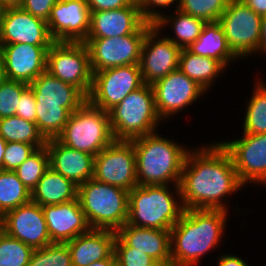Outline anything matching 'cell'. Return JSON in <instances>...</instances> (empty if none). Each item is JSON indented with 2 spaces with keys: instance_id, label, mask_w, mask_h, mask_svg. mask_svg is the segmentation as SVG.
<instances>
[{
  "instance_id": "1",
  "label": "cell",
  "mask_w": 266,
  "mask_h": 266,
  "mask_svg": "<svg viewBox=\"0 0 266 266\" xmlns=\"http://www.w3.org/2000/svg\"><path fill=\"white\" fill-rule=\"evenodd\" d=\"M243 185L231 156L218 142L189 150L175 194L185 209L227 211L223 197L240 190Z\"/></svg>"
},
{
  "instance_id": "2",
  "label": "cell",
  "mask_w": 266,
  "mask_h": 266,
  "mask_svg": "<svg viewBox=\"0 0 266 266\" xmlns=\"http://www.w3.org/2000/svg\"><path fill=\"white\" fill-rule=\"evenodd\" d=\"M227 212L185 209L170 229L173 266H195L204 254L216 247L224 233Z\"/></svg>"
},
{
  "instance_id": "3",
  "label": "cell",
  "mask_w": 266,
  "mask_h": 266,
  "mask_svg": "<svg viewBox=\"0 0 266 266\" xmlns=\"http://www.w3.org/2000/svg\"><path fill=\"white\" fill-rule=\"evenodd\" d=\"M138 185L179 186L188 150L156 132L131 140ZM169 183V184H168Z\"/></svg>"
},
{
  "instance_id": "4",
  "label": "cell",
  "mask_w": 266,
  "mask_h": 266,
  "mask_svg": "<svg viewBox=\"0 0 266 266\" xmlns=\"http://www.w3.org/2000/svg\"><path fill=\"white\" fill-rule=\"evenodd\" d=\"M168 187L169 185H138L129 191L126 224L170 230L179 221L185 208Z\"/></svg>"
},
{
  "instance_id": "5",
  "label": "cell",
  "mask_w": 266,
  "mask_h": 266,
  "mask_svg": "<svg viewBox=\"0 0 266 266\" xmlns=\"http://www.w3.org/2000/svg\"><path fill=\"white\" fill-rule=\"evenodd\" d=\"M77 198L91 229L117 231L126 224L129 191L91 178L78 186Z\"/></svg>"
},
{
  "instance_id": "6",
  "label": "cell",
  "mask_w": 266,
  "mask_h": 266,
  "mask_svg": "<svg viewBox=\"0 0 266 266\" xmlns=\"http://www.w3.org/2000/svg\"><path fill=\"white\" fill-rule=\"evenodd\" d=\"M108 114L115 140L131 141L152 134L161 120L156 111L153 88L148 84L129 93Z\"/></svg>"
},
{
  "instance_id": "7",
  "label": "cell",
  "mask_w": 266,
  "mask_h": 266,
  "mask_svg": "<svg viewBox=\"0 0 266 266\" xmlns=\"http://www.w3.org/2000/svg\"><path fill=\"white\" fill-rule=\"evenodd\" d=\"M56 139L94 157L115 140L108 112L92 105L88 100L70 114Z\"/></svg>"
},
{
  "instance_id": "8",
  "label": "cell",
  "mask_w": 266,
  "mask_h": 266,
  "mask_svg": "<svg viewBox=\"0 0 266 266\" xmlns=\"http://www.w3.org/2000/svg\"><path fill=\"white\" fill-rule=\"evenodd\" d=\"M154 26L144 22L133 34L112 38H86L92 73L125 65H139L146 33Z\"/></svg>"
},
{
  "instance_id": "9",
  "label": "cell",
  "mask_w": 266,
  "mask_h": 266,
  "mask_svg": "<svg viewBox=\"0 0 266 266\" xmlns=\"http://www.w3.org/2000/svg\"><path fill=\"white\" fill-rule=\"evenodd\" d=\"M46 71L89 95L93 73L84 42L55 41L47 51Z\"/></svg>"
},
{
  "instance_id": "10",
  "label": "cell",
  "mask_w": 266,
  "mask_h": 266,
  "mask_svg": "<svg viewBox=\"0 0 266 266\" xmlns=\"http://www.w3.org/2000/svg\"><path fill=\"white\" fill-rule=\"evenodd\" d=\"M262 16L240 0H230L218 22L223 28L227 44L238 57L257 53Z\"/></svg>"
},
{
  "instance_id": "11",
  "label": "cell",
  "mask_w": 266,
  "mask_h": 266,
  "mask_svg": "<svg viewBox=\"0 0 266 266\" xmlns=\"http://www.w3.org/2000/svg\"><path fill=\"white\" fill-rule=\"evenodd\" d=\"M144 85L139 65H125L93 73L92 87L87 100L108 112L129 93Z\"/></svg>"
},
{
  "instance_id": "12",
  "label": "cell",
  "mask_w": 266,
  "mask_h": 266,
  "mask_svg": "<svg viewBox=\"0 0 266 266\" xmlns=\"http://www.w3.org/2000/svg\"><path fill=\"white\" fill-rule=\"evenodd\" d=\"M94 179L131 191L138 186L132 141L114 140L94 157Z\"/></svg>"
},
{
  "instance_id": "13",
  "label": "cell",
  "mask_w": 266,
  "mask_h": 266,
  "mask_svg": "<svg viewBox=\"0 0 266 266\" xmlns=\"http://www.w3.org/2000/svg\"><path fill=\"white\" fill-rule=\"evenodd\" d=\"M241 139L220 142L227 150L240 181L266 185V133L247 134Z\"/></svg>"
},
{
  "instance_id": "14",
  "label": "cell",
  "mask_w": 266,
  "mask_h": 266,
  "mask_svg": "<svg viewBox=\"0 0 266 266\" xmlns=\"http://www.w3.org/2000/svg\"><path fill=\"white\" fill-rule=\"evenodd\" d=\"M159 33L153 26L146 33L142 44L139 66L144 84L152 85L178 70L181 48L166 37L160 38Z\"/></svg>"
},
{
  "instance_id": "15",
  "label": "cell",
  "mask_w": 266,
  "mask_h": 266,
  "mask_svg": "<svg viewBox=\"0 0 266 266\" xmlns=\"http://www.w3.org/2000/svg\"><path fill=\"white\" fill-rule=\"evenodd\" d=\"M151 86L156 111L161 120L188 107L205 93L204 89L179 69L170 72Z\"/></svg>"
},
{
  "instance_id": "16",
  "label": "cell",
  "mask_w": 266,
  "mask_h": 266,
  "mask_svg": "<svg viewBox=\"0 0 266 266\" xmlns=\"http://www.w3.org/2000/svg\"><path fill=\"white\" fill-rule=\"evenodd\" d=\"M91 11L86 0H58L47 21L56 42H84L90 29Z\"/></svg>"
},
{
  "instance_id": "17",
  "label": "cell",
  "mask_w": 266,
  "mask_h": 266,
  "mask_svg": "<svg viewBox=\"0 0 266 266\" xmlns=\"http://www.w3.org/2000/svg\"><path fill=\"white\" fill-rule=\"evenodd\" d=\"M51 45L0 44L8 80L31 84L46 71L47 51Z\"/></svg>"
},
{
  "instance_id": "18",
  "label": "cell",
  "mask_w": 266,
  "mask_h": 266,
  "mask_svg": "<svg viewBox=\"0 0 266 266\" xmlns=\"http://www.w3.org/2000/svg\"><path fill=\"white\" fill-rule=\"evenodd\" d=\"M54 42L46 21L20 6L6 8L0 25V44L52 45Z\"/></svg>"
},
{
  "instance_id": "19",
  "label": "cell",
  "mask_w": 266,
  "mask_h": 266,
  "mask_svg": "<svg viewBox=\"0 0 266 266\" xmlns=\"http://www.w3.org/2000/svg\"><path fill=\"white\" fill-rule=\"evenodd\" d=\"M6 234L33 249L51 244L42 207L30 201L5 213Z\"/></svg>"
},
{
  "instance_id": "20",
  "label": "cell",
  "mask_w": 266,
  "mask_h": 266,
  "mask_svg": "<svg viewBox=\"0 0 266 266\" xmlns=\"http://www.w3.org/2000/svg\"><path fill=\"white\" fill-rule=\"evenodd\" d=\"M42 209L52 243H66L91 229L78 198Z\"/></svg>"
},
{
  "instance_id": "21",
  "label": "cell",
  "mask_w": 266,
  "mask_h": 266,
  "mask_svg": "<svg viewBox=\"0 0 266 266\" xmlns=\"http://www.w3.org/2000/svg\"><path fill=\"white\" fill-rule=\"evenodd\" d=\"M49 166L56 172L80 186L94 177V156L75 150L57 139L46 140Z\"/></svg>"
},
{
  "instance_id": "22",
  "label": "cell",
  "mask_w": 266,
  "mask_h": 266,
  "mask_svg": "<svg viewBox=\"0 0 266 266\" xmlns=\"http://www.w3.org/2000/svg\"><path fill=\"white\" fill-rule=\"evenodd\" d=\"M144 22L136 0L119 9L91 12L87 38H112L133 34Z\"/></svg>"
},
{
  "instance_id": "23",
  "label": "cell",
  "mask_w": 266,
  "mask_h": 266,
  "mask_svg": "<svg viewBox=\"0 0 266 266\" xmlns=\"http://www.w3.org/2000/svg\"><path fill=\"white\" fill-rule=\"evenodd\" d=\"M116 237L114 230L90 229L66 242L71 253L72 266H87L110 257L114 253Z\"/></svg>"
},
{
  "instance_id": "24",
  "label": "cell",
  "mask_w": 266,
  "mask_h": 266,
  "mask_svg": "<svg viewBox=\"0 0 266 266\" xmlns=\"http://www.w3.org/2000/svg\"><path fill=\"white\" fill-rule=\"evenodd\" d=\"M29 87L33 90L36 103L59 104L70 113L87 100V96L79 88L61 81L48 71L41 73Z\"/></svg>"
},
{
  "instance_id": "25",
  "label": "cell",
  "mask_w": 266,
  "mask_h": 266,
  "mask_svg": "<svg viewBox=\"0 0 266 266\" xmlns=\"http://www.w3.org/2000/svg\"><path fill=\"white\" fill-rule=\"evenodd\" d=\"M116 235L128 246L157 261H171L170 230L141 228L125 224Z\"/></svg>"
},
{
  "instance_id": "26",
  "label": "cell",
  "mask_w": 266,
  "mask_h": 266,
  "mask_svg": "<svg viewBox=\"0 0 266 266\" xmlns=\"http://www.w3.org/2000/svg\"><path fill=\"white\" fill-rule=\"evenodd\" d=\"M78 186L49 167L31 191V201L42 206L77 199Z\"/></svg>"
},
{
  "instance_id": "27",
  "label": "cell",
  "mask_w": 266,
  "mask_h": 266,
  "mask_svg": "<svg viewBox=\"0 0 266 266\" xmlns=\"http://www.w3.org/2000/svg\"><path fill=\"white\" fill-rule=\"evenodd\" d=\"M187 49L193 54L218 60L225 68L232 59L238 58L229 48L218 21L207 22L198 39Z\"/></svg>"
},
{
  "instance_id": "28",
  "label": "cell",
  "mask_w": 266,
  "mask_h": 266,
  "mask_svg": "<svg viewBox=\"0 0 266 266\" xmlns=\"http://www.w3.org/2000/svg\"><path fill=\"white\" fill-rule=\"evenodd\" d=\"M178 69L208 91L213 80L225 70V67L218 60L193 54L187 48H183L179 56Z\"/></svg>"
},
{
  "instance_id": "29",
  "label": "cell",
  "mask_w": 266,
  "mask_h": 266,
  "mask_svg": "<svg viewBox=\"0 0 266 266\" xmlns=\"http://www.w3.org/2000/svg\"><path fill=\"white\" fill-rule=\"evenodd\" d=\"M175 10L176 15L174 17L162 15L154 23V26L160 31L169 22L174 28L176 38H166L174 42L181 49L187 48L198 39L206 22L192 15L185 14L178 9Z\"/></svg>"
},
{
  "instance_id": "30",
  "label": "cell",
  "mask_w": 266,
  "mask_h": 266,
  "mask_svg": "<svg viewBox=\"0 0 266 266\" xmlns=\"http://www.w3.org/2000/svg\"><path fill=\"white\" fill-rule=\"evenodd\" d=\"M0 136L6 142L32 144L36 148L45 146L46 140L38 131L36 123L17 115L0 119Z\"/></svg>"
},
{
  "instance_id": "31",
  "label": "cell",
  "mask_w": 266,
  "mask_h": 266,
  "mask_svg": "<svg viewBox=\"0 0 266 266\" xmlns=\"http://www.w3.org/2000/svg\"><path fill=\"white\" fill-rule=\"evenodd\" d=\"M70 112L59 104L36 103V126L45 140L56 139L68 122Z\"/></svg>"
},
{
  "instance_id": "32",
  "label": "cell",
  "mask_w": 266,
  "mask_h": 266,
  "mask_svg": "<svg viewBox=\"0 0 266 266\" xmlns=\"http://www.w3.org/2000/svg\"><path fill=\"white\" fill-rule=\"evenodd\" d=\"M31 201V192L15 171L0 170V211L6 213Z\"/></svg>"
},
{
  "instance_id": "33",
  "label": "cell",
  "mask_w": 266,
  "mask_h": 266,
  "mask_svg": "<svg viewBox=\"0 0 266 266\" xmlns=\"http://www.w3.org/2000/svg\"><path fill=\"white\" fill-rule=\"evenodd\" d=\"M248 102L244 117L243 133H266V83L258 82Z\"/></svg>"
},
{
  "instance_id": "34",
  "label": "cell",
  "mask_w": 266,
  "mask_h": 266,
  "mask_svg": "<svg viewBox=\"0 0 266 266\" xmlns=\"http://www.w3.org/2000/svg\"><path fill=\"white\" fill-rule=\"evenodd\" d=\"M49 153L46 146L37 148L16 170L18 179L31 192L49 168Z\"/></svg>"
},
{
  "instance_id": "35",
  "label": "cell",
  "mask_w": 266,
  "mask_h": 266,
  "mask_svg": "<svg viewBox=\"0 0 266 266\" xmlns=\"http://www.w3.org/2000/svg\"><path fill=\"white\" fill-rule=\"evenodd\" d=\"M230 0H178L177 9L207 22H216Z\"/></svg>"
},
{
  "instance_id": "36",
  "label": "cell",
  "mask_w": 266,
  "mask_h": 266,
  "mask_svg": "<svg viewBox=\"0 0 266 266\" xmlns=\"http://www.w3.org/2000/svg\"><path fill=\"white\" fill-rule=\"evenodd\" d=\"M28 266H72L69 247L66 243H51L34 249Z\"/></svg>"
},
{
  "instance_id": "37",
  "label": "cell",
  "mask_w": 266,
  "mask_h": 266,
  "mask_svg": "<svg viewBox=\"0 0 266 266\" xmlns=\"http://www.w3.org/2000/svg\"><path fill=\"white\" fill-rule=\"evenodd\" d=\"M33 248L5 234L0 239V266H28Z\"/></svg>"
},
{
  "instance_id": "38",
  "label": "cell",
  "mask_w": 266,
  "mask_h": 266,
  "mask_svg": "<svg viewBox=\"0 0 266 266\" xmlns=\"http://www.w3.org/2000/svg\"><path fill=\"white\" fill-rule=\"evenodd\" d=\"M29 84L6 80L0 87V119L16 115L22 92Z\"/></svg>"
},
{
  "instance_id": "39",
  "label": "cell",
  "mask_w": 266,
  "mask_h": 266,
  "mask_svg": "<svg viewBox=\"0 0 266 266\" xmlns=\"http://www.w3.org/2000/svg\"><path fill=\"white\" fill-rule=\"evenodd\" d=\"M116 266H148L155 261L151 256L128 247L118 236L114 244Z\"/></svg>"
},
{
  "instance_id": "40",
  "label": "cell",
  "mask_w": 266,
  "mask_h": 266,
  "mask_svg": "<svg viewBox=\"0 0 266 266\" xmlns=\"http://www.w3.org/2000/svg\"><path fill=\"white\" fill-rule=\"evenodd\" d=\"M37 148L32 144L7 142L3 170L15 171Z\"/></svg>"
},
{
  "instance_id": "41",
  "label": "cell",
  "mask_w": 266,
  "mask_h": 266,
  "mask_svg": "<svg viewBox=\"0 0 266 266\" xmlns=\"http://www.w3.org/2000/svg\"><path fill=\"white\" fill-rule=\"evenodd\" d=\"M16 115L36 123V99L33 90L29 86L21 94Z\"/></svg>"
},
{
  "instance_id": "42",
  "label": "cell",
  "mask_w": 266,
  "mask_h": 266,
  "mask_svg": "<svg viewBox=\"0 0 266 266\" xmlns=\"http://www.w3.org/2000/svg\"><path fill=\"white\" fill-rule=\"evenodd\" d=\"M58 0H23L20 7L33 16L48 21L51 10Z\"/></svg>"
},
{
  "instance_id": "43",
  "label": "cell",
  "mask_w": 266,
  "mask_h": 266,
  "mask_svg": "<svg viewBox=\"0 0 266 266\" xmlns=\"http://www.w3.org/2000/svg\"><path fill=\"white\" fill-rule=\"evenodd\" d=\"M136 1L143 19L146 22L154 24L163 15L158 11L156 12L155 9L153 10L154 6L168 8V6H171L173 3H175L174 1L177 0H136Z\"/></svg>"
},
{
  "instance_id": "44",
  "label": "cell",
  "mask_w": 266,
  "mask_h": 266,
  "mask_svg": "<svg viewBox=\"0 0 266 266\" xmlns=\"http://www.w3.org/2000/svg\"><path fill=\"white\" fill-rule=\"evenodd\" d=\"M135 0H86L91 12L108 11L131 5Z\"/></svg>"
},
{
  "instance_id": "45",
  "label": "cell",
  "mask_w": 266,
  "mask_h": 266,
  "mask_svg": "<svg viewBox=\"0 0 266 266\" xmlns=\"http://www.w3.org/2000/svg\"><path fill=\"white\" fill-rule=\"evenodd\" d=\"M218 266H248V264L236 255H223L218 260Z\"/></svg>"
},
{
  "instance_id": "46",
  "label": "cell",
  "mask_w": 266,
  "mask_h": 266,
  "mask_svg": "<svg viewBox=\"0 0 266 266\" xmlns=\"http://www.w3.org/2000/svg\"><path fill=\"white\" fill-rule=\"evenodd\" d=\"M256 14L260 16L266 15V0H240Z\"/></svg>"
},
{
  "instance_id": "47",
  "label": "cell",
  "mask_w": 266,
  "mask_h": 266,
  "mask_svg": "<svg viewBox=\"0 0 266 266\" xmlns=\"http://www.w3.org/2000/svg\"><path fill=\"white\" fill-rule=\"evenodd\" d=\"M261 53L263 51L266 52V15L262 16L261 19V31H260V41L257 52Z\"/></svg>"
},
{
  "instance_id": "48",
  "label": "cell",
  "mask_w": 266,
  "mask_h": 266,
  "mask_svg": "<svg viewBox=\"0 0 266 266\" xmlns=\"http://www.w3.org/2000/svg\"><path fill=\"white\" fill-rule=\"evenodd\" d=\"M87 266H116L115 254L113 253L110 257L104 260L95 261L94 263L88 264Z\"/></svg>"
},
{
  "instance_id": "49",
  "label": "cell",
  "mask_w": 266,
  "mask_h": 266,
  "mask_svg": "<svg viewBox=\"0 0 266 266\" xmlns=\"http://www.w3.org/2000/svg\"><path fill=\"white\" fill-rule=\"evenodd\" d=\"M6 234L5 213L0 211V239Z\"/></svg>"
},
{
  "instance_id": "50",
  "label": "cell",
  "mask_w": 266,
  "mask_h": 266,
  "mask_svg": "<svg viewBox=\"0 0 266 266\" xmlns=\"http://www.w3.org/2000/svg\"><path fill=\"white\" fill-rule=\"evenodd\" d=\"M6 141L0 136V170H3V157L5 154Z\"/></svg>"
},
{
  "instance_id": "51",
  "label": "cell",
  "mask_w": 266,
  "mask_h": 266,
  "mask_svg": "<svg viewBox=\"0 0 266 266\" xmlns=\"http://www.w3.org/2000/svg\"><path fill=\"white\" fill-rule=\"evenodd\" d=\"M6 80H7V76H6L5 66H4L3 59L0 55V87Z\"/></svg>"
},
{
  "instance_id": "52",
  "label": "cell",
  "mask_w": 266,
  "mask_h": 266,
  "mask_svg": "<svg viewBox=\"0 0 266 266\" xmlns=\"http://www.w3.org/2000/svg\"><path fill=\"white\" fill-rule=\"evenodd\" d=\"M6 7L20 6L23 0H0Z\"/></svg>"
},
{
  "instance_id": "53",
  "label": "cell",
  "mask_w": 266,
  "mask_h": 266,
  "mask_svg": "<svg viewBox=\"0 0 266 266\" xmlns=\"http://www.w3.org/2000/svg\"><path fill=\"white\" fill-rule=\"evenodd\" d=\"M148 266H173V263H172V261H157V260H155L154 262H152Z\"/></svg>"
},
{
  "instance_id": "54",
  "label": "cell",
  "mask_w": 266,
  "mask_h": 266,
  "mask_svg": "<svg viewBox=\"0 0 266 266\" xmlns=\"http://www.w3.org/2000/svg\"><path fill=\"white\" fill-rule=\"evenodd\" d=\"M6 8L7 7L0 1V25H1L2 19L4 17V13H5Z\"/></svg>"
}]
</instances>
